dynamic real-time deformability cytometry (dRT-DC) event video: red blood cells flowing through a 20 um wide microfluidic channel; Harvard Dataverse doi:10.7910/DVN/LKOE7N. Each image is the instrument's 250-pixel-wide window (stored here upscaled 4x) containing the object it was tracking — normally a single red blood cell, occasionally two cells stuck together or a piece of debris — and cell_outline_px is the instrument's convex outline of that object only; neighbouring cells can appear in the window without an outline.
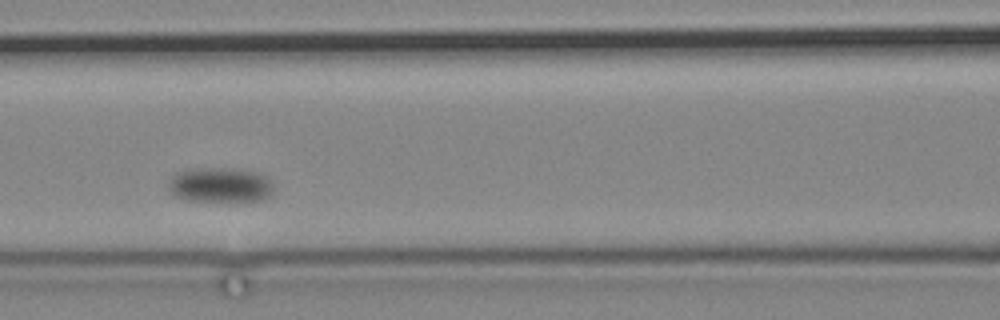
{"species": "common noctule bat (a hibernating species)", "species_latin": "Nyctalus noctula", "temperature_condition": "cold", "stored_images_in_passage": 5, "camera_frame_rate_fps": 3000, "um_per_image_px": 0.085, "animal": {"sex": "male", "body_mass_g": 19.2, "forearm_length_mm": 51.8}, "frame": {"image": 1, "passage_image": 4, "time_ms": 3.667, "image_size_px": [1000, 320], "cell_outline_px": [[272, 196], [264, 200], [188, 200], [176, 196], [168, 188], [168, 184], [172, 176], [176, 172], [196, 168], [224, 168], [256, 172], [264, 176], [272, 184]], "centroid_in_image_um": [18.7, 15.71], "position_along_channel_um": 147.9, "area_um2": 20.98}}